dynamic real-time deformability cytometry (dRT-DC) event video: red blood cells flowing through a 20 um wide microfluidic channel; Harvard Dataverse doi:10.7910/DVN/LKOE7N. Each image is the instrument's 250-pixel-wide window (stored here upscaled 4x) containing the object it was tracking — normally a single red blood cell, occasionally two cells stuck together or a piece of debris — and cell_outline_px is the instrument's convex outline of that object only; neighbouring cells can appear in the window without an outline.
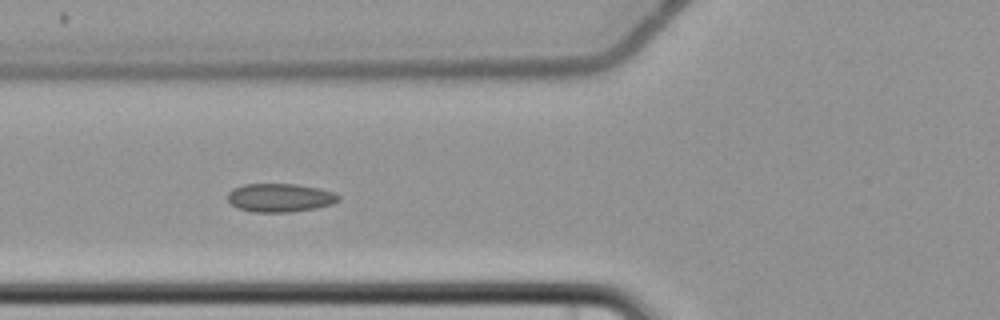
{"species": "common noctule bat (a hibernating species)", "species_latin": "Nyctalus noctula", "temperature_condition": "cold", "stored_images_in_passage": 7, "camera_frame_rate_fps": 3000, "um_per_image_px": 0.085, "animal": {"sex": "female", "body_mass_g": 22.7, "forearm_length_mm": 54.2}, "frame": {"image": 1, "passage_image": 6, "time_ms": 6.0, "image_size_px": [1000, 320], "cell_outline_px": [[340, 200], [332, 204], [316, 208], [288, 212], [252, 212], [236, 208], [228, 200], [228, 192], [232, 188], [244, 184], [296, 184], [320, 188], [336, 192], [340, 196]], "centroid_in_image_um": [23.81, 16.8], "position_along_channel_um": 102.0, "area_um2": 18.61}}
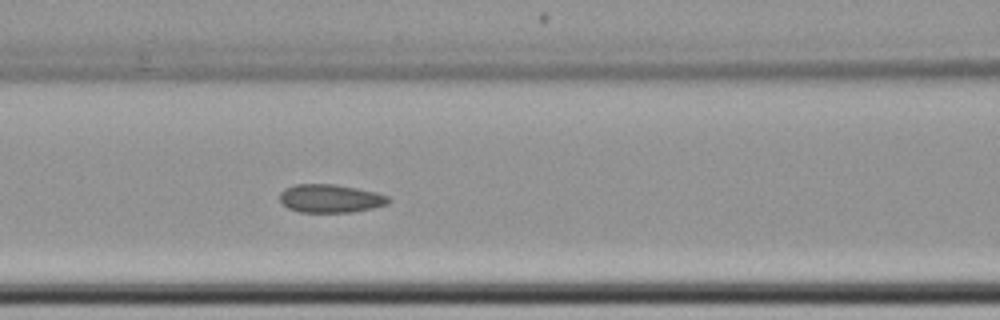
{"frame": {"image": 2, "passage_image": 7, "time_ms": 7.0, "image_size_px": [1000, 320], "cell_outline_px": [[392, 200], [388, 204], [372, 208], [352, 212], [300, 212], [288, 208], [280, 200], [280, 192], [284, 188], [292, 184], [332, 184], [356, 188], [376, 192], [388, 196]], "centroid_in_image_um": [28.08, 16.86], "position_along_channel_um": 138.5, "area_um2": 17.98}}